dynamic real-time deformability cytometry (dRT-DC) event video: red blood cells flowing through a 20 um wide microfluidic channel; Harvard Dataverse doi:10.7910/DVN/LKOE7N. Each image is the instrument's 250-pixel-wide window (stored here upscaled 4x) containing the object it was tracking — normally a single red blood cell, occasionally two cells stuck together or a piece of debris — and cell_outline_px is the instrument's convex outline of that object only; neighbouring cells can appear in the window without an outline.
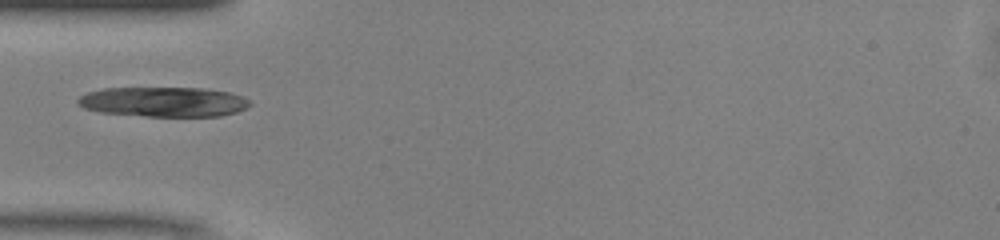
{"species": "common noctule bat (a hibernating species)", "species_latin": "Nyctalus noctula", "temperature_condition": "warm", "stored_images_in_passage": 25, "camera_frame_rate_fps": 3000, "um_per_image_px": 0.085, "animal": {"sex": "male", "body_mass_g": 13.0, "forearm_length_mm": 53.1}, "frame": {"image": 1, "passage_image": 1, "time_ms": 0.0, "image_size_px": [1000, 240], "cell_outline_px": [[252, 104], [248, 108], [236, 112], [220, 116], [144, 116], [100, 112], [84, 108], [76, 100], [80, 96], [88, 92], [104, 88], [204, 88], [228, 92], [244, 96]], "centroid_in_image_um": [13.94, 8.65], "position_along_channel_um": 71.1, "area_um2": 29.94}}
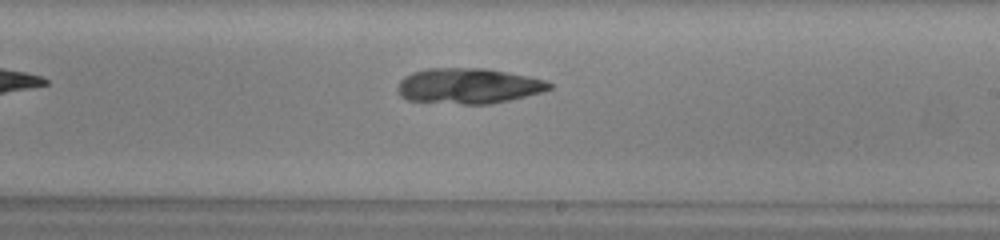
{"frame": {"image": 2, "passage_image": 14, "time_ms": 4.333, "image_size_px": [1000, 240], "cell_outline_px": [[552, 88], [544, 92], [508, 100], [488, 104], [464, 104], [408, 100], [400, 96], [396, 92], [396, 88], [400, 80], [404, 76], [412, 72], [424, 68], [484, 68], [508, 72], [528, 76], [544, 80], [552, 84]], "centroid_in_image_um": [39.78, 7.29], "position_along_channel_um": 249.2, "area_um2": 31.5}}
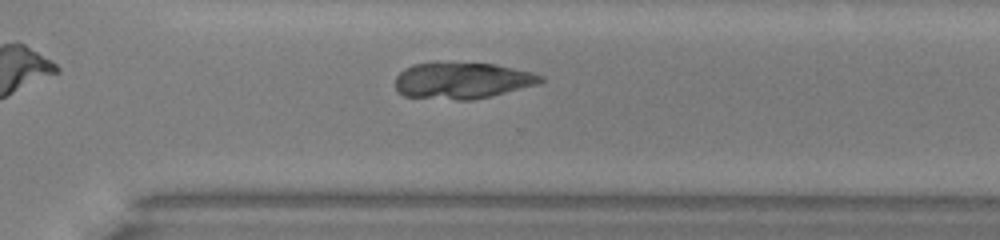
{"frame": {"image": 3, "passage_image": 20, "time_ms": 6.333, "image_size_px": [1000, 240], "cell_outline_px": [[544, 80], [540, 84], [492, 96], [472, 100], [456, 100], [404, 96], [396, 88], [396, 76], [404, 68], [412, 64], [436, 60], [496, 64], [532, 72], [544, 76]], "centroid_in_image_um": [39.29, 6.81], "position_along_channel_um": 331.3, "area_um2": 31.73}}